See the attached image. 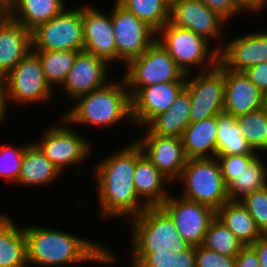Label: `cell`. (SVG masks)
Instances as JSON below:
<instances>
[{"instance_id": "19", "label": "cell", "mask_w": 267, "mask_h": 267, "mask_svg": "<svg viewBox=\"0 0 267 267\" xmlns=\"http://www.w3.org/2000/svg\"><path fill=\"white\" fill-rule=\"evenodd\" d=\"M109 65L104 59L85 51L79 52L61 86L62 90L70 99L75 100L81 95L105 86L109 83L107 75Z\"/></svg>"}, {"instance_id": "45", "label": "cell", "mask_w": 267, "mask_h": 267, "mask_svg": "<svg viewBox=\"0 0 267 267\" xmlns=\"http://www.w3.org/2000/svg\"><path fill=\"white\" fill-rule=\"evenodd\" d=\"M6 83L3 77H0V124L5 123L8 117L7 107L8 106ZM7 113V114H6ZM7 115V116H6Z\"/></svg>"}, {"instance_id": "11", "label": "cell", "mask_w": 267, "mask_h": 267, "mask_svg": "<svg viewBox=\"0 0 267 267\" xmlns=\"http://www.w3.org/2000/svg\"><path fill=\"white\" fill-rule=\"evenodd\" d=\"M186 75L185 90L191 101L190 123H195L224 112V67L217 66L196 76ZM191 76V77H189Z\"/></svg>"}, {"instance_id": "40", "label": "cell", "mask_w": 267, "mask_h": 267, "mask_svg": "<svg viewBox=\"0 0 267 267\" xmlns=\"http://www.w3.org/2000/svg\"><path fill=\"white\" fill-rule=\"evenodd\" d=\"M248 79L267 97V61L243 71Z\"/></svg>"}, {"instance_id": "35", "label": "cell", "mask_w": 267, "mask_h": 267, "mask_svg": "<svg viewBox=\"0 0 267 267\" xmlns=\"http://www.w3.org/2000/svg\"><path fill=\"white\" fill-rule=\"evenodd\" d=\"M202 245L221 255L236 257L244 245L217 218L209 225Z\"/></svg>"}, {"instance_id": "13", "label": "cell", "mask_w": 267, "mask_h": 267, "mask_svg": "<svg viewBox=\"0 0 267 267\" xmlns=\"http://www.w3.org/2000/svg\"><path fill=\"white\" fill-rule=\"evenodd\" d=\"M161 207L173 219L178 234L190 246L202 245L210 223L216 218L213 208L172 194Z\"/></svg>"}, {"instance_id": "4", "label": "cell", "mask_w": 267, "mask_h": 267, "mask_svg": "<svg viewBox=\"0 0 267 267\" xmlns=\"http://www.w3.org/2000/svg\"><path fill=\"white\" fill-rule=\"evenodd\" d=\"M130 253H152L168 249L175 254L187 250L190 245L178 234L170 215L161 207H147L131 218Z\"/></svg>"}, {"instance_id": "23", "label": "cell", "mask_w": 267, "mask_h": 267, "mask_svg": "<svg viewBox=\"0 0 267 267\" xmlns=\"http://www.w3.org/2000/svg\"><path fill=\"white\" fill-rule=\"evenodd\" d=\"M62 173L34 144L29 143L23 153L20 176L16 185L42 187L52 184Z\"/></svg>"}, {"instance_id": "2", "label": "cell", "mask_w": 267, "mask_h": 267, "mask_svg": "<svg viewBox=\"0 0 267 267\" xmlns=\"http://www.w3.org/2000/svg\"><path fill=\"white\" fill-rule=\"evenodd\" d=\"M136 141L101 159L94 167L98 188L97 198L101 217L129 219L141 214L147 206L134 187Z\"/></svg>"}, {"instance_id": "46", "label": "cell", "mask_w": 267, "mask_h": 267, "mask_svg": "<svg viewBox=\"0 0 267 267\" xmlns=\"http://www.w3.org/2000/svg\"><path fill=\"white\" fill-rule=\"evenodd\" d=\"M15 0H0V18L10 17Z\"/></svg>"}, {"instance_id": "21", "label": "cell", "mask_w": 267, "mask_h": 267, "mask_svg": "<svg viewBox=\"0 0 267 267\" xmlns=\"http://www.w3.org/2000/svg\"><path fill=\"white\" fill-rule=\"evenodd\" d=\"M31 50V31L10 17L0 18V77L4 78Z\"/></svg>"}, {"instance_id": "24", "label": "cell", "mask_w": 267, "mask_h": 267, "mask_svg": "<svg viewBox=\"0 0 267 267\" xmlns=\"http://www.w3.org/2000/svg\"><path fill=\"white\" fill-rule=\"evenodd\" d=\"M181 139L188 159L216 157L217 116L190 123Z\"/></svg>"}, {"instance_id": "41", "label": "cell", "mask_w": 267, "mask_h": 267, "mask_svg": "<svg viewBox=\"0 0 267 267\" xmlns=\"http://www.w3.org/2000/svg\"><path fill=\"white\" fill-rule=\"evenodd\" d=\"M208 8L218 13L226 21L232 16L238 15L240 11L237 9L233 0H201ZM237 13V14H236Z\"/></svg>"}, {"instance_id": "8", "label": "cell", "mask_w": 267, "mask_h": 267, "mask_svg": "<svg viewBox=\"0 0 267 267\" xmlns=\"http://www.w3.org/2000/svg\"><path fill=\"white\" fill-rule=\"evenodd\" d=\"M8 104L49 102L53 89L46 80L38 56L31 50L5 77Z\"/></svg>"}, {"instance_id": "15", "label": "cell", "mask_w": 267, "mask_h": 267, "mask_svg": "<svg viewBox=\"0 0 267 267\" xmlns=\"http://www.w3.org/2000/svg\"><path fill=\"white\" fill-rule=\"evenodd\" d=\"M83 51L104 59L109 64L117 62L116 41L111 20L108 14L99 11L93 5L82 6Z\"/></svg>"}, {"instance_id": "17", "label": "cell", "mask_w": 267, "mask_h": 267, "mask_svg": "<svg viewBox=\"0 0 267 267\" xmlns=\"http://www.w3.org/2000/svg\"><path fill=\"white\" fill-rule=\"evenodd\" d=\"M136 143L152 164L171 182L177 181L186 165L182 139L178 137L159 136L152 134L147 128Z\"/></svg>"}, {"instance_id": "10", "label": "cell", "mask_w": 267, "mask_h": 267, "mask_svg": "<svg viewBox=\"0 0 267 267\" xmlns=\"http://www.w3.org/2000/svg\"><path fill=\"white\" fill-rule=\"evenodd\" d=\"M61 123H56L44 130L42 140L34 142L40 151L64 173L66 167L81 165L90 154L89 140L70 128L71 124L61 116ZM69 126V127H68ZM89 142V143H88Z\"/></svg>"}, {"instance_id": "18", "label": "cell", "mask_w": 267, "mask_h": 267, "mask_svg": "<svg viewBox=\"0 0 267 267\" xmlns=\"http://www.w3.org/2000/svg\"><path fill=\"white\" fill-rule=\"evenodd\" d=\"M226 42V44H225ZM267 61V32H254L223 41L218 62L228 70L243 72Z\"/></svg>"}, {"instance_id": "44", "label": "cell", "mask_w": 267, "mask_h": 267, "mask_svg": "<svg viewBox=\"0 0 267 267\" xmlns=\"http://www.w3.org/2000/svg\"><path fill=\"white\" fill-rule=\"evenodd\" d=\"M250 246L255 250L258 256L260 267H267V234L261 236Z\"/></svg>"}, {"instance_id": "26", "label": "cell", "mask_w": 267, "mask_h": 267, "mask_svg": "<svg viewBox=\"0 0 267 267\" xmlns=\"http://www.w3.org/2000/svg\"><path fill=\"white\" fill-rule=\"evenodd\" d=\"M216 218L226 226L244 246L252 245L264 233L240 202H226L216 211Z\"/></svg>"}, {"instance_id": "47", "label": "cell", "mask_w": 267, "mask_h": 267, "mask_svg": "<svg viewBox=\"0 0 267 267\" xmlns=\"http://www.w3.org/2000/svg\"><path fill=\"white\" fill-rule=\"evenodd\" d=\"M14 219L11 217H9V215L5 214V213H0V230L11 220Z\"/></svg>"}, {"instance_id": "25", "label": "cell", "mask_w": 267, "mask_h": 267, "mask_svg": "<svg viewBox=\"0 0 267 267\" xmlns=\"http://www.w3.org/2000/svg\"><path fill=\"white\" fill-rule=\"evenodd\" d=\"M190 109L189 93L183 89L171 108L155 116L145 128L154 135L181 138L184 130L190 124Z\"/></svg>"}, {"instance_id": "38", "label": "cell", "mask_w": 267, "mask_h": 267, "mask_svg": "<svg viewBox=\"0 0 267 267\" xmlns=\"http://www.w3.org/2000/svg\"><path fill=\"white\" fill-rule=\"evenodd\" d=\"M240 203L253 217L260 230L267 234V186L252 192Z\"/></svg>"}, {"instance_id": "7", "label": "cell", "mask_w": 267, "mask_h": 267, "mask_svg": "<svg viewBox=\"0 0 267 267\" xmlns=\"http://www.w3.org/2000/svg\"><path fill=\"white\" fill-rule=\"evenodd\" d=\"M124 78L132 96L138 89L158 83L186 81V75L162 44L156 40L140 56L126 64Z\"/></svg>"}, {"instance_id": "12", "label": "cell", "mask_w": 267, "mask_h": 267, "mask_svg": "<svg viewBox=\"0 0 267 267\" xmlns=\"http://www.w3.org/2000/svg\"><path fill=\"white\" fill-rule=\"evenodd\" d=\"M117 60L127 64L140 56L156 40L157 33L116 1L111 10ZM124 61V62H123Z\"/></svg>"}, {"instance_id": "42", "label": "cell", "mask_w": 267, "mask_h": 267, "mask_svg": "<svg viewBox=\"0 0 267 267\" xmlns=\"http://www.w3.org/2000/svg\"><path fill=\"white\" fill-rule=\"evenodd\" d=\"M234 267H260L258 256L250 246H244L236 256Z\"/></svg>"}, {"instance_id": "6", "label": "cell", "mask_w": 267, "mask_h": 267, "mask_svg": "<svg viewBox=\"0 0 267 267\" xmlns=\"http://www.w3.org/2000/svg\"><path fill=\"white\" fill-rule=\"evenodd\" d=\"M177 181L183 184L181 197L215 211L230 201L216 157L187 159Z\"/></svg>"}, {"instance_id": "22", "label": "cell", "mask_w": 267, "mask_h": 267, "mask_svg": "<svg viewBox=\"0 0 267 267\" xmlns=\"http://www.w3.org/2000/svg\"><path fill=\"white\" fill-rule=\"evenodd\" d=\"M168 182L169 179L152 164L136 143L134 187L139 199L147 207L161 206L170 195V191L165 188Z\"/></svg>"}, {"instance_id": "3", "label": "cell", "mask_w": 267, "mask_h": 267, "mask_svg": "<svg viewBox=\"0 0 267 267\" xmlns=\"http://www.w3.org/2000/svg\"><path fill=\"white\" fill-rule=\"evenodd\" d=\"M119 81L111 80L105 86L77 97L73 107L62 116L75 126L109 128L124 120L131 122V96L124 78Z\"/></svg>"}, {"instance_id": "30", "label": "cell", "mask_w": 267, "mask_h": 267, "mask_svg": "<svg viewBox=\"0 0 267 267\" xmlns=\"http://www.w3.org/2000/svg\"><path fill=\"white\" fill-rule=\"evenodd\" d=\"M156 33L170 21V0H115Z\"/></svg>"}, {"instance_id": "5", "label": "cell", "mask_w": 267, "mask_h": 267, "mask_svg": "<svg viewBox=\"0 0 267 267\" xmlns=\"http://www.w3.org/2000/svg\"><path fill=\"white\" fill-rule=\"evenodd\" d=\"M157 40L185 75L193 74L191 68L198 67L200 72H206L218 64L219 51L215 46L211 48L208 40L189 29L175 27L167 22L157 32Z\"/></svg>"}, {"instance_id": "39", "label": "cell", "mask_w": 267, "mask_h": 267, "mask_svg": "<svg viewBox=\"0 0 267 267\" xmlns=\"http://www.w3.org/2000/svg\"><path fill=\"white\" fill-rule=\"evenodd\" d=\"M236 257L219 254L203 245L196 246V267H234Z\"/></svg>"}, {"instance_id": "20", "label": "cell", "mask_w": 267, "mask_h": 267, "mask_svg": "<svg viewBox=\"0 0 267 267\" xmlns=\"http://www.w3.org/2000/svg\"><path fill=\"white\" fill-rule=\"evenodd\" d=\"M224 83V113L237 117L267 105V97L244 72L224 68Z\"/></svg>"}, {"instance_id": "16", "label": "cell", "mask_w": 267, "mask_h": 267, "mask_svg": "<svg viewBox=\"0 0 267 267\" xmlns=\"http://www.w3.org/2000/svg\"><path fill=\"white\" fill-rule=\"evenodd\" d=\"M186 81H172L145 86L131 96L132 123L144 128L157 115L171 108Z\"/></svg>"}, {"instance_id": "1", "label": "cell", "mask_w": 267, "mask_h": 267, "mask_svg": "<svg viewBox=\"0 0 267 267\" xmlns=\"http://www.w3.org/2000/svg\"><path fill=\"white\" fill-rule=\"evenodd\" d=\"M28 266L59 267L69 264H112L117 256L106 246L63 230L23 226Z\"/></svg>"}, {"instance_id": "32", "label": "cell", "mask_w": 267, "mask_h": 267, "mask_svg": "<svg viewBox=\"0 0 267 267\" xmlns=\"http://www.w3.org/2000/svg\"><path fill=\"white\" fill-rule=\"evenodd\" d=\"M131 267H196V246L175 254L158 250L152 253H131Z\"/></svg>"}, {"instance_id": "27", "label": "cell", "mask_w": 267, "mask_h": 267, "mask_svg": "<svg viewBox=\"0 0 267 267\" xmlns=\"http://www.w3.org/2000/svg\"><path fill=\"white\" fill-rule=\"evenodd\" d=\"M65 2V0H15L10 18L32 31L68 8Z\"/></svg>"}, {"instance_id": "28", "label": "cell", "mask_w": 267, "mask_h": 267, "mask_svg": "<svg viewBox=\"0 0 267 267\" xmlns=\"http://www.w3.org/2000/svg\"><path fill=\"white\" fill-rule=\"evenodd\" d=\"M242 136L236 117L221 113L217 115L216 155H258L260 153Z\"/></svg>"}, {"instance_id": "29", "label": "cell", "mask_w": 267, "mask_h": 267, "mask_svg": "<svg viewBox=\"0 0 267 267\" xmlns=\"http://www.w3.org/2000/svg\"><path fill=\"white\" fill-rule=\"evenodd\" d=\"M28 266L23 227L12 219L0 230V267Z\"/></svg>"}, {"instance_id": "14", "label": "cell", "mask_w": 267, "mask_h": 267, "mask_svg": "<svg viewBox=\"0 0 267 267\" xmlns=\"http://www.w3.org/2000/svg\"><path fill=\"white\" fill-rule=\"evenodd\" d=\"M175 27L189 29L209 42L217 40L216 50L223 46V27L228 23L218 13L208 8L201 0H171L170 21ZM222 31V32H221Z\"/></svg>"}, {"instance_id": "9", "label": "cell", "mask_w": 267, "mask_h": 267, "mask_svg": "<svg viewBox=\"0 0 267 267\" xmlns=\"http://www.w3.org/2000/svg\"><path fill=\"white\" fill-rule=\"evenodd\" d=\"M32 51L74 50L84 48L82 6L65 9L31 31Z\"/></svg>"}, {"instance_id": "43", "label": "cell", "mask_w": 267, "mask_h": 267, "mask_svg": "<svg viewBox=\"0 0 267 267\" xmlns=\"http://www.w3.org/2000/svg\"><path fill=\"white\" fill-rule=\"evenodd\" d=\"M233 2L240 12L249 11L255 14L264 10L267 5V0H233Z\"/></svg>"}, {"instance_id": "34", "label": "cell", "mask_w": 267, "mask_h": 267, "mask_svg": "<svg viewBox=\"0 0 267 267\" xmlns=\"http://www.w3.org/2000/svg\"><path fill=\"white\" fill-rule=\"evenodd\" d=\"M242 136L259 153L267 152V105L236 117Z\"/></svg>"}, {"instance_id": "31", "label": "cell", "mask_w": 267, "mask_h": 267, "mask_svg": "<svg viewBox=\"0 0 267 267\" xmlns=\"http://www.w3.org/2000/svg\"><path fill=\"white\" fill-rule=\"evenodd\" d=\"M260 156L227 186L230 201L240 202L252 192L267 186V167Z\"/></svg>"}, {"instance_id": "37", "label": "cell", "mask_w": 267, "mask_h": 267, "mask_svg": "<svg viewBox=\"0 0 267 267\" xmlns=\"http://www.w3.org/2000/svg\"><path fill=\"white\" fill-rule=\"evenodd\" d=\"M259 155H216L226 186L237 179Z\"/></svg>"}, {"instance_id": "33", "label": "cell", "mask_w": 267, "mask_h": 267, "mask_svg": "<svg viewBox=\"0 0 267 267\" xmlns=\"http://www.w3.org/2000/svg\"><path fill=\"white\" fill-rule=\"evenodd\" d=\"M39 58L49 85L62 86L79 53L74 50L33 51Z\"/></svg>"}, {"instance_id": "36", "label": "cell", "mask_w": 267, "mask_h": 267, "mask_svg": "<svg viewBox=\"0 0 267 267\" xmlns=\"http://www.w3.org/2000/svg\"><path fill=\"white\" fill-rule=\"evenodd\" d=\"M29 144H23L17 147L12 144H3L0 146V177L5 181L16 183L20 176L23 162V153Z\"/></svg>"}]
</instances>
